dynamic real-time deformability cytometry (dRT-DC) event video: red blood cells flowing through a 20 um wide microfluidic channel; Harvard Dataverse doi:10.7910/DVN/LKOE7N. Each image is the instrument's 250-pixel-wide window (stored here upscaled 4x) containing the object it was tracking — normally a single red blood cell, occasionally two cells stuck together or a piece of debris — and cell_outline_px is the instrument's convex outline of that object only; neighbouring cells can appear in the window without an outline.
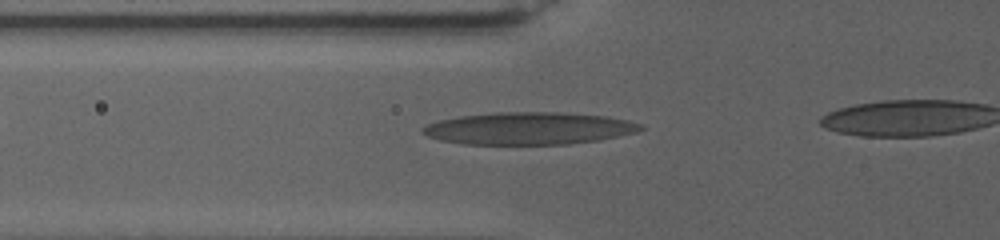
{"species": "human", "species_latin": "Homo sapiens", "temperature_condition": "warm", "stored_images_in_passage": 33, "camera_frame_rate_fps": 3000, "um_per_image_px": 0.085, "donor": {"sex": "female"}, "frame": {"image": 1, "passage_image": 2, "time_ms": 0.667, "image_size_px": [1000, 240], "cell_outline_px": [[644, 128], [636, 132], [600, 140], [568, 144], [464, 144], [440, 140], [428, 136], [420, 132], [420, 128], [428, 124], [440, 120], [460, 116], [496, 112], [560, 112], [608, 116], [628, 120], [644, 124]], "centroid_in_image_um": [44.98, 10.91], "position_along_channel_um": 80.8, "area_um2": 41.21}}
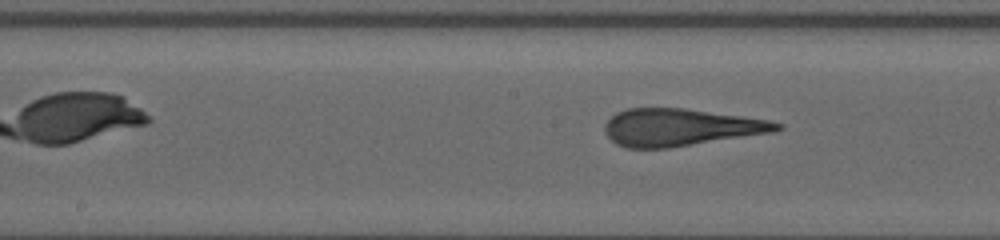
{"frame": {"image": 2, "passage_image": 11, "time_ms": 4.667, "image_size_px": [1000, 240], "cell_outline_px": [[784, 128], [772, 132], [668, 148], [624, 148], [616, 144], [608, 136], [604, 128], [604, 124], [616, 112], [628, 108], [684, 108], [768, 120], [784, 124]], "centroid_in_image_um": [57.8, 10.82], "position_along_channel_um": 190.4, "area_um2": 37.11}}
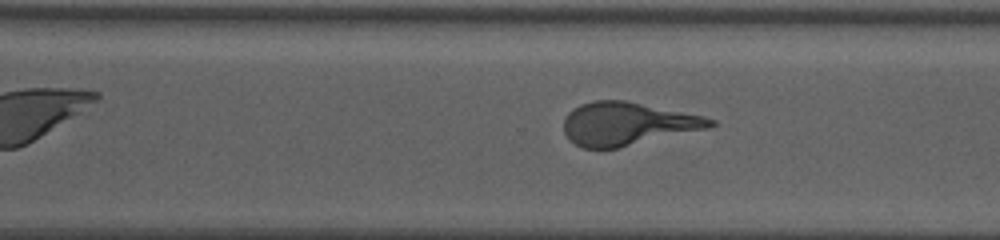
{"frame": {"image": 3, "passage_image": 25, "time_ms": 9.333, "image_size_px": [1000, 240], "cell_outline_px": [[716, 124], [708, 128], [620, 148], [580, 148], [564, 132], [564, 120], [568, 112], [580, 104], [596, 100], [624, 100], [704, 116], [716, 120]], "centroid_in_image_um": [53.33, 10.52], "position_along_channel_um": 317.3, "area_um2": 36.59}}